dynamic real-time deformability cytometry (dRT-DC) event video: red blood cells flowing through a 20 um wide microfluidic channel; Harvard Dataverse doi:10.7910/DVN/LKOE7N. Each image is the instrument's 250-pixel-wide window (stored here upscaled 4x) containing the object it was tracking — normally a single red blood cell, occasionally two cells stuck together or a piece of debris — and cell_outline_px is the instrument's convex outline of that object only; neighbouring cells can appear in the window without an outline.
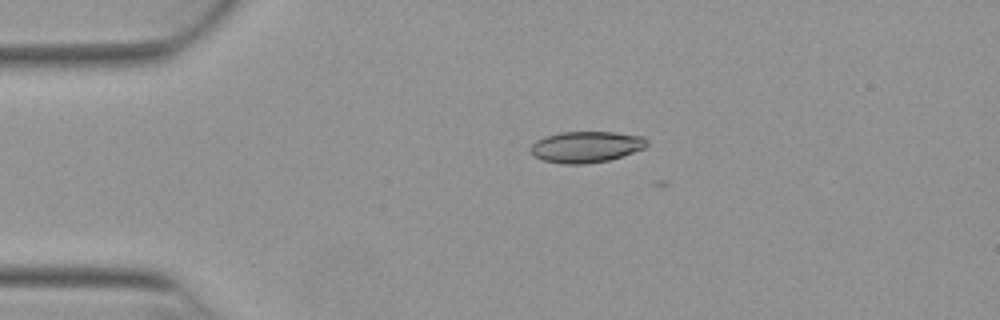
{"species": "Egyptian fruit bat (a non-hibernating species)", "species_latin": "Rousettus aegyptiacus", "temperature_condition": "warm", "stored_images_in_passage": 8, "camera_frame_rate_fps": 3000, "um_per_image_px": 0.085, "animal": {"sex": "female"}, "frame": {"image": 1, "passage_image": 1, "time_ms": 0.0, "image_size_px": [1000, 320], "cell_outline_px": [[648, 144], [644, 148], [608, 160], [584, 164], [564, 164], [544, 160], [532, 156], [532, 144], [536, 140], [544, 136], [560, 132], [612, 132], [644, 136], [648, 140]], "centroid_in_image_um": [49.81, 12.47], "position_along_channel_um": 35.2, "area_um2": 21.04}}
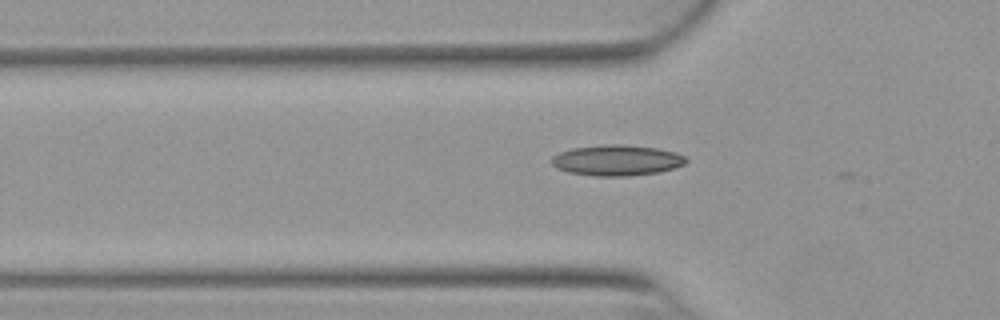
{"frame": {"image": 2, "passage_image": 7, "time_ms": 2.0, "image_size_px": [1000, 320], "cell_outline_px": [[688, 160], [684, 164], [660, 172], [628, 176], [592, 176], [568, 172], [556, 168], [548, 160], [552, 156], [560, 152], [572, 148], [604, 144], [624, 144], [656, 148], [676, 152], [684, 156]], "centroid_in_image_um": [52.39, 13.62], "position_along_channel_um": 73.4, "area_um2": 24.28}}